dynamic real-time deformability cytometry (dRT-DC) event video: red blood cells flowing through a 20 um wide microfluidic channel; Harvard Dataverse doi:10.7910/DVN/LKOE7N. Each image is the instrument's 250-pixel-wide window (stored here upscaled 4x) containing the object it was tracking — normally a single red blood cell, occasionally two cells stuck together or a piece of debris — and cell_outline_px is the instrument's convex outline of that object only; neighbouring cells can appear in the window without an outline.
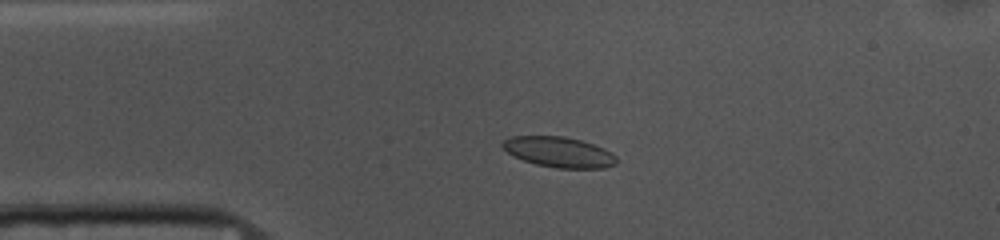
{"species": "common noctule bat (a hibernating species)", "species_latin": "Nyctalus noctula", "temperature_condition": "cold", "stored_images_in_passage": 52, "camera_frame_rate_fps": 3000, "um_per_image_px": 0.085, "animal": {"sex": "female", "body_mass_g": 10.0, "forearm_length_mm": 53.1}, "frame": {"image": 1, "passage_image": 10, "time_ms": 3.0, "image_size_px": [1000, 240], "cell_outline_px": [[616, 164], [604, 168], [556, 168], [536, 164], [512, 156], [500, 144], [504, 140], [512, 136], [564, 136], [580, 140], [604, 148], [612, 152], [616, 156]], "centroid_in_image_um": [47.51, 12.92], "position_along_channel_um": 37.5, "area_um2": 20.17}}
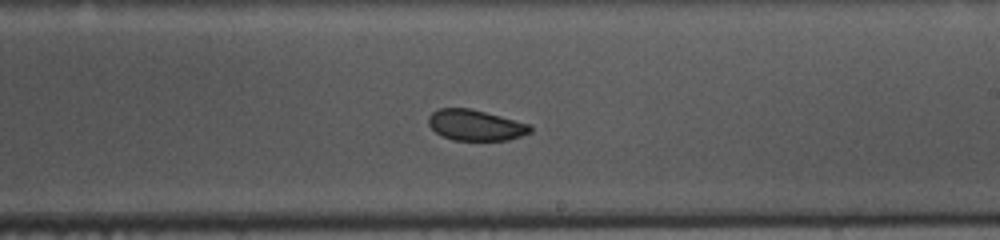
{"frame": {"image": 2, "passage_image": 29, "time_ms": 9.333, "image_size_px": [1000, 240], "cell_outline_px": [[532, 132], [508, 140], [452, 140], [436, 132], [428, 124], [428, 116], [432, 112], [440, 108], [468, 108], [532, 124]], "centroid_in_image_um": [40.43, 10.64], "position_along_channel_um": 248.6, "area_um2": 18.21}}
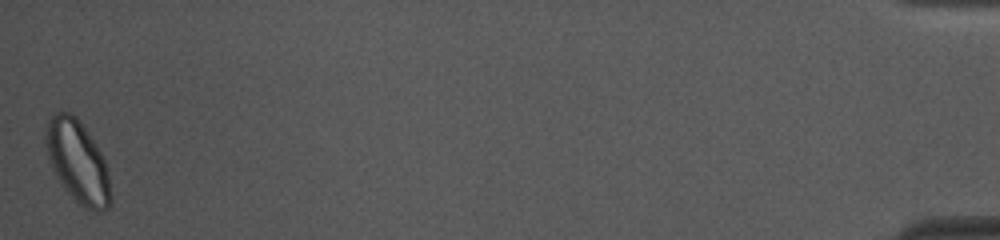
{"frame": {"image": 3, "passage_image": 52, "time_ms": 17.0, "image_size_px": [1000, 240], "cell_outline_px": [[112, 200], [108, 208], [100, 212], [96, 212], [84, 208], [64, 188], [48, 160], [44, 140], [44, 128], [48, 120], [56, 112], [68, 112], [76, 116], [80, 120], [100, 152], [104, 160], [108, 172], [112, 196]], "centroid_in_image_um": [6.59, 13.74], "position_along_channel_um": 428.6, "area_um2": 31.15}, "authors_computed_cell_mechanics": {"area_um2": 19.8543, "velocity_mm_per_s": 3.6611, "shape_relaxation_time_tau1_ms": 7.2692, "shape_relaxation_time_tau2_ms": 2.3532, "deformation_change_tau1": 0.1019, "deformation_change_tau2": 0.0522}}